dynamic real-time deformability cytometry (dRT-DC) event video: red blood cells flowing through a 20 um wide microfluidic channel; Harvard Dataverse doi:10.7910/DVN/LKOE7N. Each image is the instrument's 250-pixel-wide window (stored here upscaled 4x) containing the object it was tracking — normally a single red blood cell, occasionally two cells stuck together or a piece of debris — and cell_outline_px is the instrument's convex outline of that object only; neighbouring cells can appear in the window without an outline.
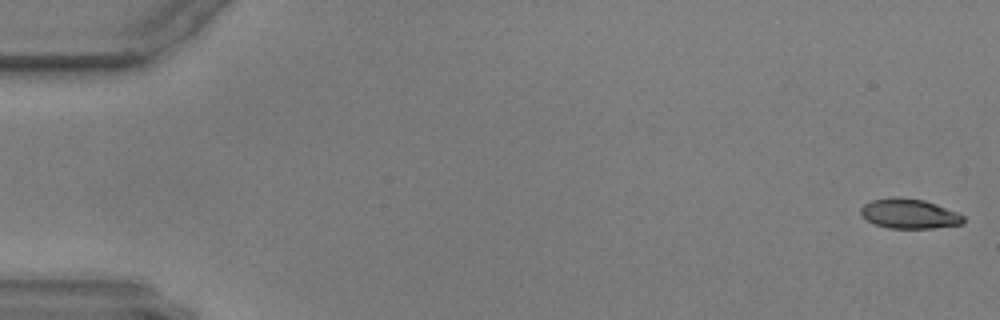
{"species": "common noctule bat (a hibernating species)", "species_latin": "Nyctalus noctula", "temperature_condition": "warm", "stored_images_in_passage": 48, "camera_frame_rate_fps": 3000, "um_per_image_px": 0.085, "animal": {"sex": "male", "body_mass_g": 17.9, "forearm_length_mm": 54.2}, "frame": {"image": 1, "passage_image": 1, "time_ms": 0.0, "image_size_px": [1000, 320], "cell_outline_px": [[964, 224], [932, 228], [888, 228], [876, 224], [860, 216], [860, 208], [864, 204], [872, 200], [888, 196], [896, 196], [924, 200], [936, 204], [956, 212], [964, 216]], "centroid_in_image_um": [77.26, 18.15], "position_along_channel_um": 7.7, "area_um2": 17.92}}
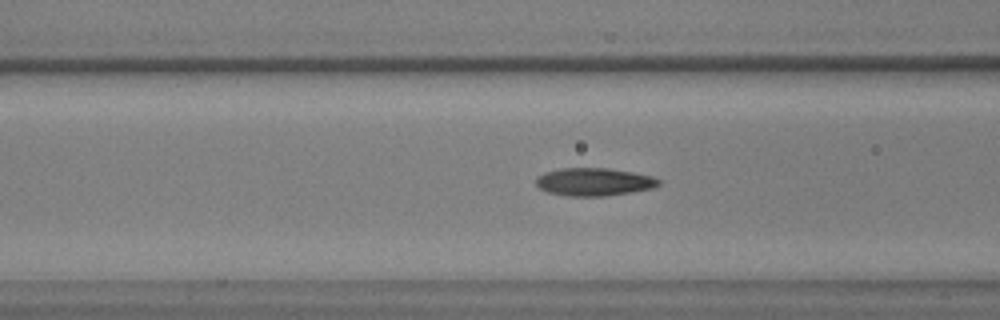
{"frame": {"image": 2, "passage_image": 23, "time_ms": 7.333, "image_size_px": [1000, 320], "cell_outline_px": [[660, 184], [652, 188], [632, 192], [604, 196], [568, 196], [548, 192], [540, 188], [536, 184], [536, 176], [544, 172], [560, 168], [608, 168], [632, 172], [652, 176], [660, 180]], "centroid_in_image_um": [50.47, 15.45], "position_along_channel_um": 116.1, "area_um2": 19.94}}
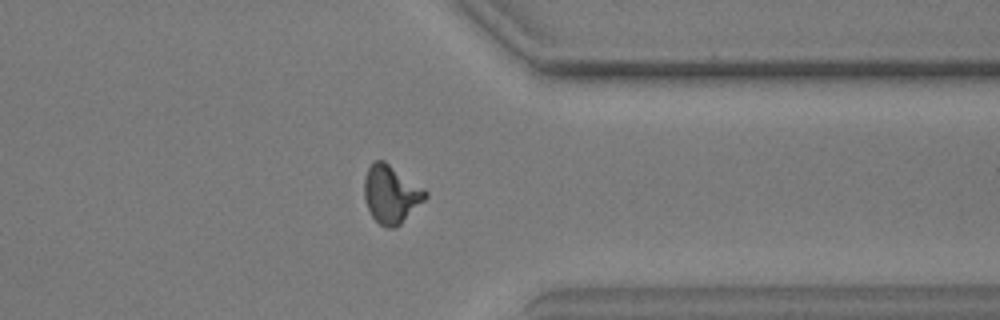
{"frame": {"image": 3, "passage_image": 46, "time_ms": 15.0, "image_size_px": [1000, 320], "cell_outline_px": [[428, 196], [396, 228], [388, 228], [380, 224], [372, 216], [364, 200], [364, 176], [368, 168], [376, 160], [384, 160], [424, 188], [428, 192]], "centroid_in_image_um": [33.23, 16.5], "position_along_channel_um": 378.2, "area_um2": 20.52}}